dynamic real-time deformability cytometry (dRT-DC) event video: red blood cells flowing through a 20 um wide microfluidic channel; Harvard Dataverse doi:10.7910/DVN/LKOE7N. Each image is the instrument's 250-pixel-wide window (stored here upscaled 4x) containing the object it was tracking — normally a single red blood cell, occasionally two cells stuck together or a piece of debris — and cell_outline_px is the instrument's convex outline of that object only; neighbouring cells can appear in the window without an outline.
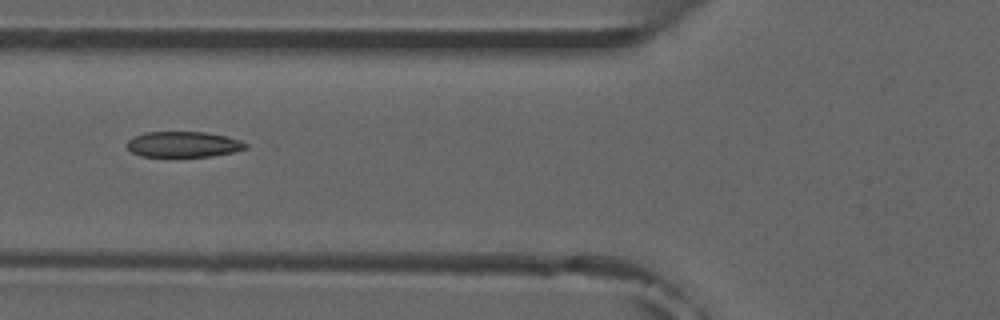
{"species": "common noctule bat (a hibernating species)", "species_latin": "Nyctalus noctula", "temperature_condition": "room temperature", "stored_images_in_passage": 3, "camera_frame_rate_fps": 3000, "um_per_image_px": 0.085, "animal": {"sex": "male", "forearm_length_mm": 52.5}, "frame": {"image": 1, "passage_image": 3, "time_ms": 2.333, "image_size_px": [1000, 320], "cell_outline_px": [[248, 148], [232, 152], [212, 156], [140, 156], [132, 152], [128, 148], [128, 140], [132, 136], [144, 132], [204, 132], [224, 136], [240, 140], [248, 144]], "centroid_in_image_um": [15.57, 12.26], "position_along_channel_um": 110.2, "area_um2": 17.63}}